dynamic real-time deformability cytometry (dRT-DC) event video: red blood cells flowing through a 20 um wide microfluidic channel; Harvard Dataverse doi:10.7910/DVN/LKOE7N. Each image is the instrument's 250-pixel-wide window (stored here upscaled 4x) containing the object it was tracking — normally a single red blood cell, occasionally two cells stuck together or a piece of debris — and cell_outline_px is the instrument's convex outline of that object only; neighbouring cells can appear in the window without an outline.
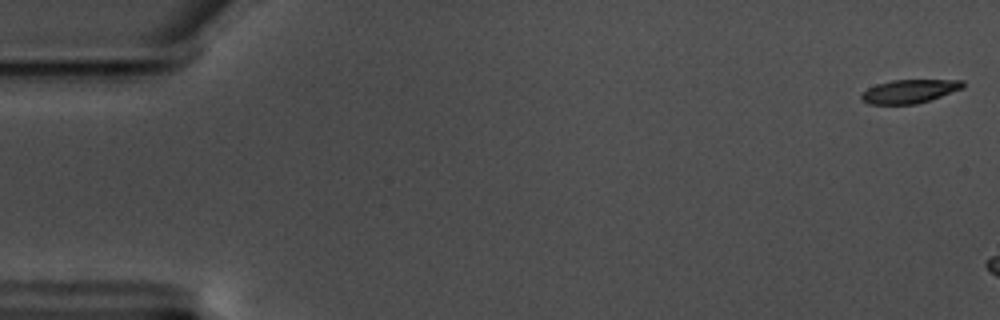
{"species": "common noctule bat (a hibernating species)", "species_latin": "Nyctalus noctula", "temperature_condition": "warm", "stored_images_in_passage": 9, "camera_frame_rate_fps": 3000, "um_per_image_px": 0.085, "animal": {"sex": "male", "body_mass_g": 17.5, "forearm_length_mm": 52.3}, "frame": {"image": 1, "passage_image": 1, "time_ms": 0.0, "image_size_px": [1000, 320], "cell_outline_px": [[964, 88], [916, 104], [868, 104], [860, 96], [868, 88], [876, 84], [892, 80], [964, 80]], "centroid_in_image_um": [77.31, 7.75], "position_along_channel_um": 7.7, "area_um2": 13.76}}